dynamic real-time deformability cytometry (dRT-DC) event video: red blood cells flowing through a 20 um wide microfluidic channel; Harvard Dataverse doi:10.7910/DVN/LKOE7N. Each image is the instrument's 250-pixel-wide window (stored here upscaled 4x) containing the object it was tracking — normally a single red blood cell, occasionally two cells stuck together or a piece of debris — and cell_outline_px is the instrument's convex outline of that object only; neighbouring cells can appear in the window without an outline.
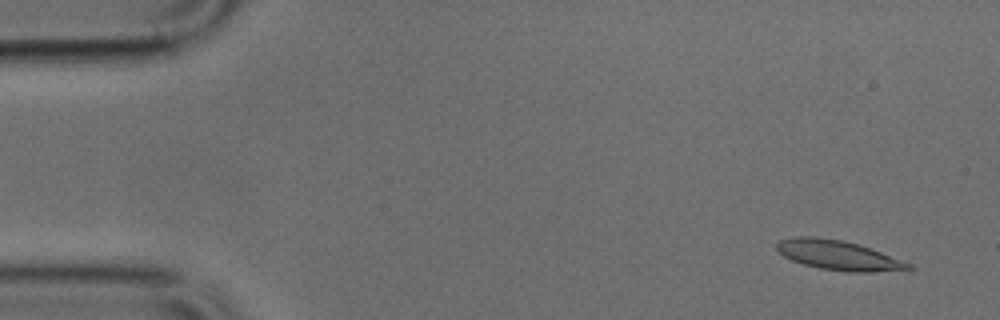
{"species": "common noctule bat (a hibernating species)", "species_latin": "Nyctalus noctula", "temperature_condition": "cold", "stored_images_in_passage": 50, "camera_frame_rate_fps": 3000, "um_per_image_px": 0.085, "animal": {"sex": "male", "body_mass_g": 17.9, "forearm_length_mm": 54.2}, "frame": {"image": 1, "passage_image": 3, "time_ms": 0.667, "image_size_px": [1000, 320], "cell_outline_px": [[916, 268], [872, 272], [848, 272], [820, 268], [804, 264], [792, 260], [776, 252], [776, 244], [780, 240], [796, 236], [816, 236], [840, 240], [856, 244], [880, 252], [912, 264]], "centroid_in_image_um": [71.2, 21.69], "position_along_channel_um": 13.8, "area_um2": 22.48}}
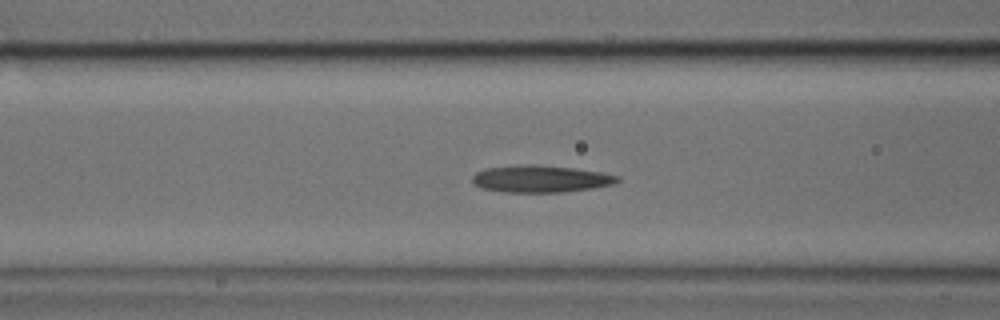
{"frame": {"image": 2, "passage_image": 19, "time_ms": 6.0, "image_size_px": [1000, 320], "cell_outline_px": [[620, 180], [616, 184], [592, 188], [564, 192], [504, 192], [484, 188], [476, 184], [472, 180], [472, 176], [476, 172], [484, 168], [516, 164], [536, 164], [572, 168], [600, 172], [620, 176]], "centroid_in_image_um": [45.96, 15.19], "position_along_channel_um": 120.6, "area_um2": 23.0}}
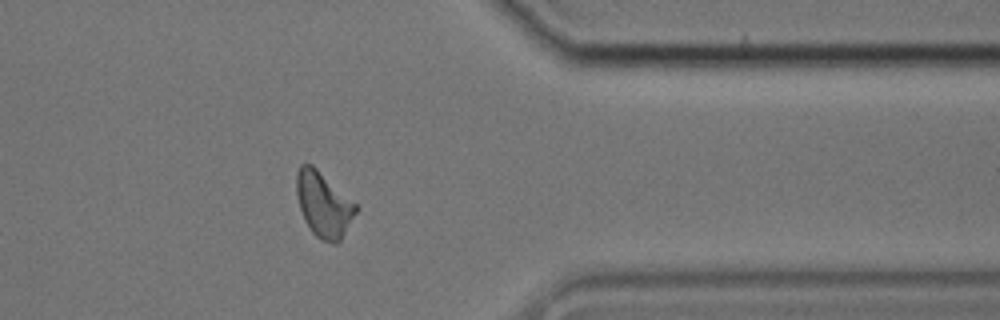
{"frame": {"image": 3, "passage_image": 40, "time_ms": 13.0, "image_size_px": [1000, 320], "cell_outline_px": [[360, 208], [340, 240], [336, 244], [332, 244], [320, 240], [312, 232], [304, 220], [300, 208], [296, 192], [296, 172], [300, 164], [312, 164], [360, 204]], "centroid_in_image_um": [27.55, 17.37], "position_along_channel_um": 383.9, "area_um2": 23.18}}